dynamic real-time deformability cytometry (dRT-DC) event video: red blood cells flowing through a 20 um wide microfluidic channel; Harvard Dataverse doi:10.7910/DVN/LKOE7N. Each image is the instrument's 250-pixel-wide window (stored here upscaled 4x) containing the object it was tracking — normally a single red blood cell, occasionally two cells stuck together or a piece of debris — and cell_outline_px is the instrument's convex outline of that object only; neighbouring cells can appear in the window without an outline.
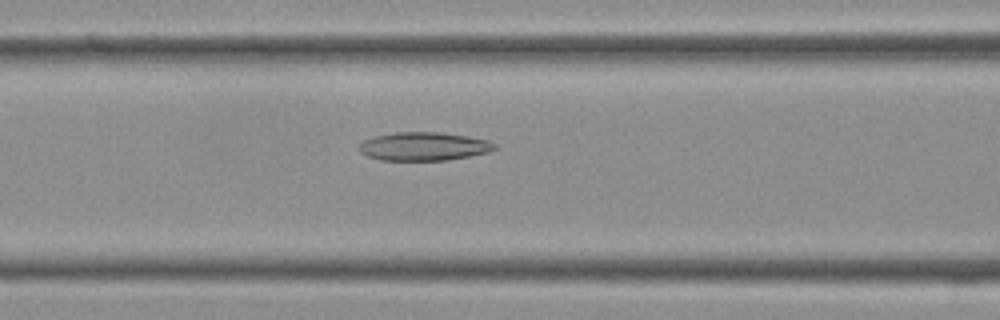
{"species": "Egyptian fruit bat (a non-hibernating species)", "species_latin": "Rousettus aegyptiacus", "temperature_condition": "cold", "stored_images_in_passage": 33, "camera_frame_rate_fps": 3000, "um_per_image_px": 0.085, "frame": {"image": 1, "passage_image": 9, "time_ms": 2.667, "image_size_px": [1000, 320], "cell_outline_px": [[496, 148], [488, 152], [468, 156], [444, 160], [380, 160], [368, 156], [360, 152], [360, 144], [364, 140], [376, 136], [396, 132], [440, 132], [468, 136], [488, 140], [496, 144]], "centroid_in_image_um": [36.03, 12.44], "position_along_channel_um": 130.6, "area_um2": 22.25}}
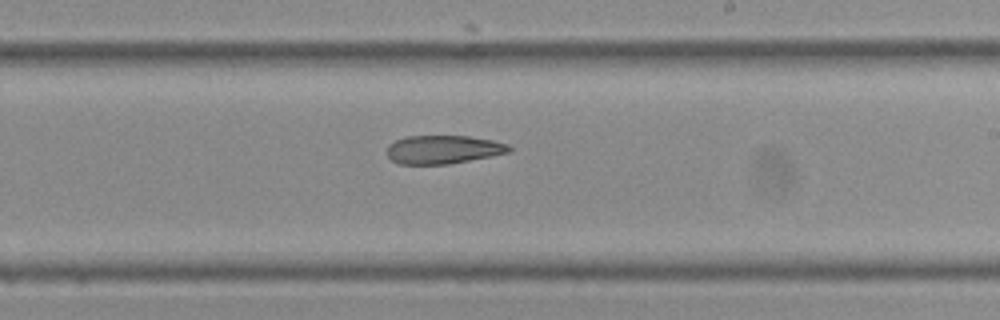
{"frame": {"image": 2, "passage_image": 16, "time_ms": 5.0, "image_size_px": [1000, 320], "cell_outline_px": [[512, 152], [448, 164], [400, 164], [392, 160], [388, 156], [388, 144], [396, 140], [408, 136], [468, 136], [492, 140], [508, 144], [512, 148]], "centroid_in_image_um": [37.7, 12.71], "position_along_channel_um": 251.3, "area_um2": 20.17}}
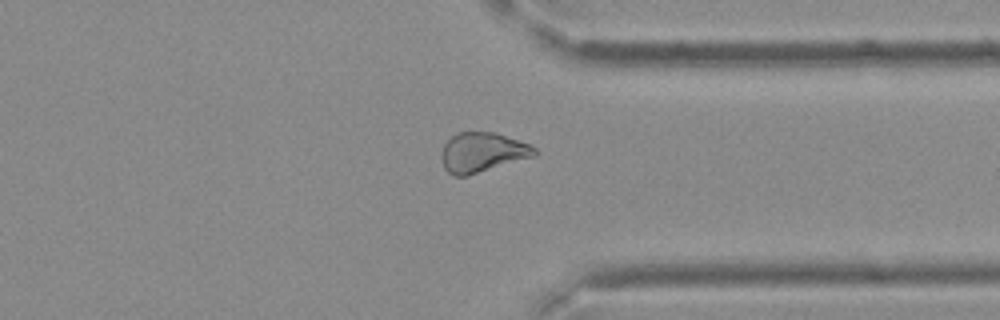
{"frame": {"image": 3, "passage_image": 23, "time_ms": 7.333, "image_size_px": [1000, 320], "cell_outline_px": [[540, 152], [536, 156], [468, 176], [452, 176], [444, 168], [444, 144], [452, 136], [460, 132], [496, 132], [528, 144], [536, 148]], "centroid_in_image_um": [41.07, 12.96], "position_along_channel_um": 370.3, "area_um2": 21.44}}